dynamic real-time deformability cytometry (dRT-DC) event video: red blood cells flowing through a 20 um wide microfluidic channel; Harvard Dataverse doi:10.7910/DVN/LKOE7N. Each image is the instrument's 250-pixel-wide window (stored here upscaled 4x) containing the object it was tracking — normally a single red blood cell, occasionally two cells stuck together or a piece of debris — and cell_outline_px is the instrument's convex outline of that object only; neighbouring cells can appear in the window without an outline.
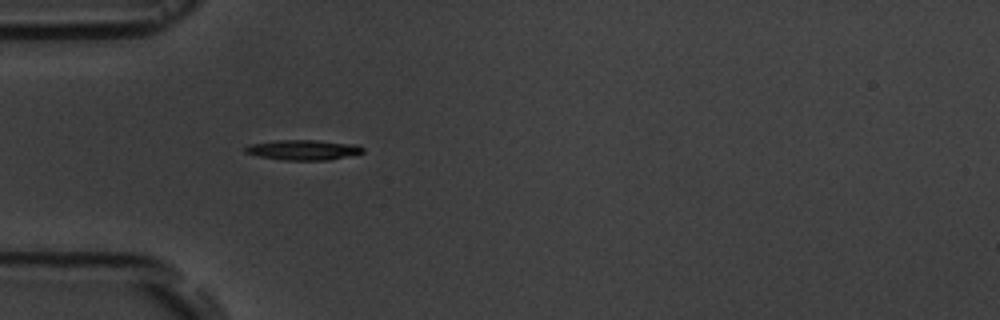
{"species": "common noctule bat (a hibernating species)", "species_latin": "Nyctalus noctula", "temperature_condition": "room temperature", "stored_images_in_passage": 5, "camera_frame_rate_fps": 3000, "um_per_image_px": 0.085, "animal": {"sex": "male", "body_mass_g": 19.5, "forearm_length_mm": 54.6}, "frame": {"image": 1, "passage_image": 5, "time_ms": 5.333, "image_size_px": [1000, 320], "cell_outline_px": [[364, 152], [328, 160], [284, 160], [256, 156], [244, 152], [244, 148], [248, 144], [276, 140], [316, 140], [356, 144], [364, 148]], "centroid_in_image_um": [25.72, 12.73], "position_along_channel_um": 59.3, "area_um2": 13.87}}